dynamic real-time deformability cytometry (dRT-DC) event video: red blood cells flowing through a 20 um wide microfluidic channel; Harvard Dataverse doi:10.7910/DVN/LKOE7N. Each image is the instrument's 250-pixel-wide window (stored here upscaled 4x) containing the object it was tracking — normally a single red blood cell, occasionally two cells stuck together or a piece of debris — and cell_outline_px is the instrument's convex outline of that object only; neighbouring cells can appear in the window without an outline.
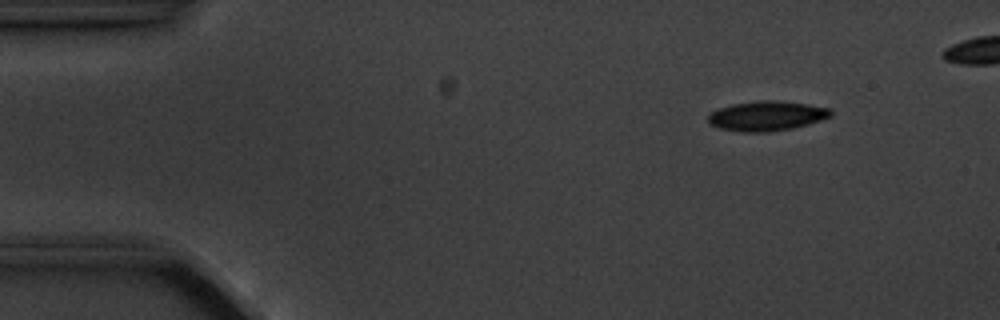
{"species": "common noctule bat (a hibernating species)", "species_latin": "Nyctalus noctula", "temperature_condition": "cold", "stored_images_in_passage": 4, "camera_frame_rate_fps": 3000, "um_per_image_px": 0.085, "animal": {"sex": "male", "body_mass_g": 20.1, "forearm_length_mm": 53.5}, "frame": {"image": 1, "passage_image": 4, "time_ms": 4.667, "image_size_px": [1000, 320], "cell_outline_px": [[832, 116], [808, 124], [792, 128], [768, 132], [744, 132], [720, 128], [712, 124], [708, 120], [708, 112], [716, 108], [732, 104], [756, 100], [776, 100], [808, 104], [832, 108]], "centroid_in_image_um": [65.17, 9.83], "position_along_channel_um": 19.8, "area_um2": 21.44}}